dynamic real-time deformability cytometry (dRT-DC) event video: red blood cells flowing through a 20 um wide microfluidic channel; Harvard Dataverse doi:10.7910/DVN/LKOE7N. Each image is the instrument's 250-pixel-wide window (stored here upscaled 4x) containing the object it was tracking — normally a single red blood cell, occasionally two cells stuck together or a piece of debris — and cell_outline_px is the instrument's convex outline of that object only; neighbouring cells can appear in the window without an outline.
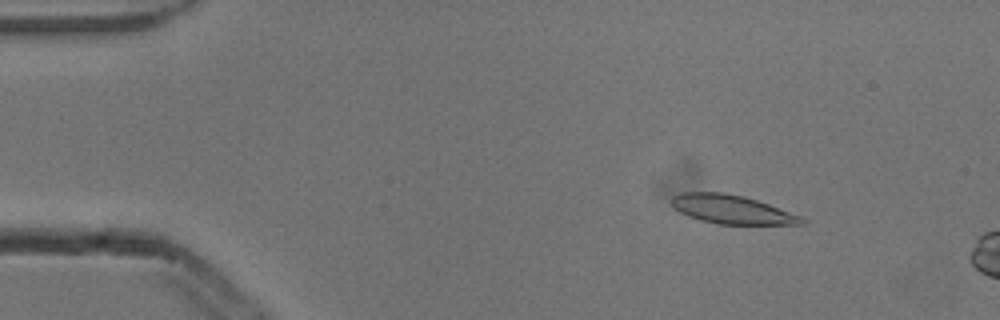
{"species": "common noctule bat (a hibernating species)", "species_latin": "Nyctalus noctula", "temperature_condition": "cold", "stored_images_in_passage": 5, "camera_frame_rate_fps": 3000, "um_per_image_px": 0.085, "animal": {"sex": "male", "body_mass_g": 13.3}, "frame": {"image": 1, "passage_image": 2, "time_ms": 0.333, "image_size_px": [1000, 320], "cell_outline_px": [[808, 220], [804, 224], [716, 224], [700, 220], [688, 216], [680, 212], [672, 204], [672, 196], [680, 192], [724, 192], [744, 196], [768, 204], [800, 216]], "centroid_in_image_um": [62.18, 17.8], "position_along_channel_um": 22.8, "area_um2": 21.68}}